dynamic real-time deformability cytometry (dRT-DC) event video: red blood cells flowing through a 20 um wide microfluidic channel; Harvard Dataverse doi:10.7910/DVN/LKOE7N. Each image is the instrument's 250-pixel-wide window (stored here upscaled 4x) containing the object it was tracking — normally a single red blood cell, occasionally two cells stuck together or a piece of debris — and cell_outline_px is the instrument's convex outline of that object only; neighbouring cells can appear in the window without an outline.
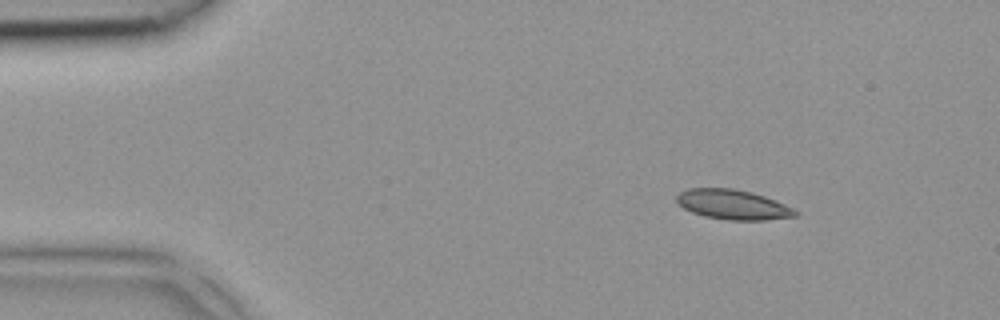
{"species": "common noctule bat (a hibernating species)", "species_latin": "Nyctalus noctula", "temperature_condition": "room temperature", "stored_images_in_passage": 1, "camera_frame_rate_fps": 3000, "um_per_image_px": 0.085, "animal": {"sex": "female", "body_mass_g": 18.4}, "frame": {"image": 1, "passage_image": 1, "time_ms": 0.0, "image_size_px": [1000, 320], "cell_outline_px": [[796, 216], [764, 220], [728, 220], [704, 216], [692, 212], [684, 208], [676, 200], [676, 196], [680, 192], [688, 188], [732, 188], [752, 192], [764, 196], [784, 204], [792, 208], [796, 212]], "centroid_in_image_um": [62.26, 17.38], "position_along_channel_um": 22.7, "area_um2": 20.4}}